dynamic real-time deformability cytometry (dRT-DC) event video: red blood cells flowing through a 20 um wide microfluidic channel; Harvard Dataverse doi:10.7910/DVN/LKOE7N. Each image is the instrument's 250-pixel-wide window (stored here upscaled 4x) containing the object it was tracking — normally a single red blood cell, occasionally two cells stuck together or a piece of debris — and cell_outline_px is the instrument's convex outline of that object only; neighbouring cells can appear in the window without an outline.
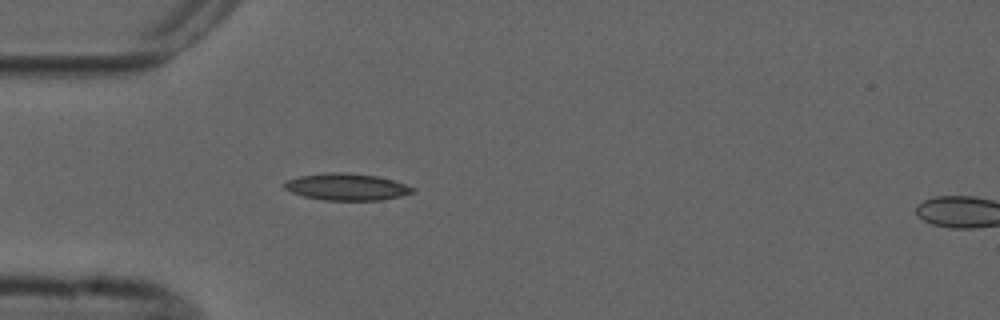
{"species": "common noctule bat (a hibernating species)", "species_latin": "Nyctalus noctula", "temperature_condition": "cold", "stored_images_in_passage": 6, "segment_of_instrument_passage": [1, 2], "camera_frame_rate_fps": 3000, "um_per_image_px": 0.085, "animal": {"sex": "male", "forearm_length_mm": 52.5}, "frame": {"image": 1, "passage_image": 5, "time_ms": 5.0, "image_size_px": [1000, 320], "cell_outline_px": [[416, 192], [400, 196], [380, 200], [324, 200], [304, 196], [292, 192], [284, 188], [280, 184], [288, 180], [300, 176], [324, 172], [344, 172], [376, 176], [392, 180], [404, 184], [412, 188]], "centroid_in_image_um": [29.42, 15.88], "position_along_channel_um": 55.6, "area_um2": 19.94}}